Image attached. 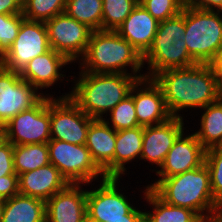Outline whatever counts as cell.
<instances>
[{
	"label": "cell",
	"instance_id": "obj_38",
	"mask_svg": "<svg viewBox=\"0 0 222 222\" xmlns=\"http://www.w3.org/2000/svg\"><path fill=\"white\" fill-rule=\"evenodd\" d=\"M145 211L140 210L137 206L124 218L107 219L106 222H145Z\"/></svg>",
	"mask_w": 222,
	"mask_h": 222
},
{
	"label": "cell",
	"instance_id": "obj_8",
	"mask_svg": "<svg viewBox=\"0 0 222 222\" xmlns=\"http://www.w3.org/2000/svg\"><path fill=\"white\" fill-rule=\"evenodd\" d=\"M51 49L77 63L85 54L92 29L65 12L45 22Z\"/></svg>",
	"mask_w": 222,
	"mask_h": 222
},
{
	"label": "cell",
	"instance_id": "obj_15",
	"mask_svg": "<svg viewBox=\"0 0 222 222\" xmlns=\"http://www.w3.org/2000/svg\"><path fill=\"white\" fill-rule=\"evenodd\" d=\"M184 125V118L172 117L164 123L145 126L140 160L157 165L159 170L174 142L186 130Z\"/></svg>",
	"mask_w": 222,
	"mask_h": 222
},
{
	"label": "cell",
	"instance_id": "obj_9",
	"mask_svg": "<svg viewBox=\"0 0 222 222\" xmlns=\"http://www.w3.org/2000/svg\"><path fill=\"white\" fill-rule=\"evenodd\" d=\"M92 120L69 97H50L51 139L85 145Z\"/></svg>",
	"mask_w": 222,
	"mask_h": 222
},
{
	"label": "cell",
	"instance_id": "obj_17",
	"mask_svg": "<svg viewBox=\"0 0 222 222\" xmlns=\"http://www.w3.org/2000/svg\"><path fill=\"white\" fill-rule=\"evenodd\" d=\"M72 63L61 53L50 49L44 54L38 55L31 61H29L24 68L19 72L20 77L27 81L30 85L40 90V93L44 96L53 97V94L47 93L48 91H42L51 86L56 85L57 82H63L66 77L62 69L66 65ZM63 78V79H62Z\"/></svg>",
	"mask_w": 222,
	"mask_h": 222
},
{
	"label": "cell",
	"instance_id": "obj_12",
	"mask_svg": "<svg viewBox=\"0 0 222 222\" xmlns=\"http://www.w3.org/2000/svg\"><path fill=\"white\" fill-rule=\"evenodd\" d=\"M50 49L45 23L25 19L11 48L0 59V65L20 72L29 61Z\"/></svg>",
	"mask_w": 222,
	"mask_h": 222
},
{
	"label": "cell",
	"instance_id": "obj_7",
	"mask_svg": "<svg viewBox=\"0 0 222 222\" xmlns=\"http://www.w3.org/2000/svg\"><path fill=\"white\" fill-rule=\"evenodd\" d=\"M49 160L70 184H91L106 178L103 171L93 161L86 145L50 139ZM102 178V179H101Z\"/></svg>",
	"mask_w": 222,
	"mask_h": 222
},
{
	"label": "cell",
	"instance_id": "obj_32",
	"mask_svg": "<svg viewBox=\"0 0 222 222\" xmlns=\"http://www.w3.org/2000/svg\"><path fill=\"white\" fill-rule=\"evenodd\" d=\"M24 20L22 13L0 14V59L11 48Z\"/></svg>",
	"mask_w": 222,
	"mask_h": 222
},
{
	"label": "cell",
	"instance_id": "obj_16",
	"mask_svg": "<svg viewBox=\"0 0 222 222\" xmlns=\"http://www.w3.org/2000/svg\"><path fill=\"white\" fill-rule=\"evenodd\" d=\"M140 126L158 125L172 118L161 88L153 79H139L130 91Z\"/></svg>",
	"mask_w": 222,
	"mask_h": 222
},
{
	"label": "cell",
	"instance_id": "obj_6",
	"mask_svg": "<svg viewBox=\"0 0 222 222\" xmlns=\"http://www.w3.org/2000/svg\"><path fill=\"white\" fill-rule=\"evenodd\" d=\"M183 39L197 63L210 64L222 49V12L185 7Z\"/></svg>",
	"mask_w": 222,
	"mask_h": 222
},
{
	"label": "cell",
	"instance_id": "obj_41",
	"mask_svg": "<svg viewBox=\"0 0 222 222\" xmlns=\"http://www.w3.org/2000/svg\"><path fill=\"white\" fill-rule=\"evenodd\" d=\"M7 142V130L4 124H0V147Z\"/></svg>",
	"mask_w": 222,
	"mask_h": 222
},
{
	"label": "cell",
	"instance_id": "obj_40",
	"mask_svg": "<svg viewBox=\"0 0 222 222\" xmlns=\"http://www.w3.org/2000/svg\"><path fill=\"white\" fill-rule=\"evenodd\" d=\"M203 222H222V207L210 212L203 218Z\"/></svg>",
	"mask_w": 222,
	"mask_h": 222
},
{
	"label": "cell",
	"instance_id": "obj_39",
	"mask_svg": "<svg viewBox=\"0 0 222 222\" xmlns=\"http://www.w3.org/2000/svg\"><path fill=\"white\" fill-rule=\"evenodd\" d=\"M219 82H222V49L218 52L215 59L210 63Z\"/></svg>",
	"mask_w": 222,
	"mask_h": 222
},
{
	"label": "cell",
	"instance_id": "obj_20",
	"mask_svg": "<svg viewBox=\"0 0 222 222\" xmlns=\"http://www.w3.org/2000/svg\"><path fill=\"white\" fill-rule=\"evenodd\" d=\"M69 184L61 172L51 163L19 175V193L45 202Z\"/></svg>",
	"mask_w": 222,
	"mask_h": 222
},
{
	"label": "cell",
	"instance_id": "obj_3",
	"mask_svg": "<svg viewBox=\"0 0 222 222\" xmlns=\"http://www.w3.org/2000/svg\"><path fill=\"white\" fill-rule=\"evenodd\" d=\"M77 64L83 72L122 73L145 78L141 69L146 67L140 53L112 30L92 31L87 50Z\"/></svg>",
	"mask_w": 222,
	"mask_h": 222
},
{
	"label": "cell",
	"instance_id": "obj_10",
	"mask_svg": "<svg viewBox=\"0 0 222 222\" xmlns=\"http://www.w3.org/2000/svg\"><path fill=\"white\" fill-rule=\"evenodd\" d=\"M119 177H106L99 180V188H87V222H106L107 219L124 218L135 207L128 195L119 189ZM125 194V195H124Z\"/></svg>",
	"mask_w": 222,
	"mask_h": 222
},
{
	"label": "cell",
	"instance_id": "obj_21",
	"mask_svg": "<svg viewBox=\"0 0 222 222\" xmlns=\"http://www.w3.org/2000/svg\"><path fill=\"white\" fill-rule=\"evenodd\" d=\"M158 24L159 21L138 3L116 32L143 56L152 44Z\"/></svg>",
	"mask_w": 222,
	"mask_h": 222
},
{
	"label": "cell",
	"instance_id": "obj_5",
	"mask_svg": "<svg viewBox=\"0 0 222 222\" xmlns=\"http://www.w3.org/2000/svg\"><path fill=\"white\" fill-rule=\"evenodd\" d=\"M184 33L185 7L177 16L159 22L152 44L142 56L144 66L147 64L145 78L152 79L161 71L197 64L188 52Z\"/></svg>",
	"mask_w": 222,
	"mask_h": 222
},
{
	"label": "cell",
	"instance_id": "obj_37",
	"mask_svg": "<svg viewBox=\"0 0 222 222\" xmlns=\"http://www.w3.org/2000/svg\"><path fill=\"white\" fill-rule=\"evenodd\" d=\"M23 0H0V14L22 13Z\"/></svg>",
	"mask_w": 222,
	"mask_h": 222
},
{
	"label": "cell",
	"instance_id": "obj_33",
	"mask_svg": "<svg viewBox=\"0 0 222 222\" xmlns=\"http://www.w3.org/2000/svg\"><path fill=\"white\" fill-rule=\"evenodd\" d=\"M139 3L159 22L177 16L183 10L180 0H139Z\"/></svg>",
	"mask_w": 222,
	"mask_h": 222
},
{
	"label": "cell",
	"instance_id": "obj_4",
	"mask_svg": "<svg viewBox=\"0 0 222 222\" xmlns=\"http://www.w3.org/2000/svg\"><path fill=\"white\" fill-rule=\"evenodd\" d=\"M147 187L167 204L191 209L202 219L220 208L214 200L210 172L205 163L172 177L158 178Z\"/></svg>",
	"mask_w": 222,
	"mask_h": 222
},
{
	"label": "cell",
	"instance_id": "obj_29",
	"mask_svg": "<svg viewBox=\"0 0 222 222\" xmlns=\"http://www.w3.org/2000/svg\"><path fill=\"white\" fill-rule=\"evenodd\" d=\"M102 30L116 31L139 0H102Z\"/></svg>",
	"mask_w": 222,
	"mask_h": 222
},
{
	"label": "cell",
	"instance_id": "obj_31",
	"mask_svg": "<svg viewBox=\"0 0 222 222\" xmlns=\"http://www.w3.org/2000/svg\"><path fill=\"white\" fill-rule=\"evenodd\" d=\"M205 164L210 172V186L214 200L222 207V146L206 150Z\"/></svg>",
	"mask_w": 222,
	"mask_h": 222
},
{
	"label": "cell",
	"instance_id": "obj_26",
	"mask_svg": "<svg viewBox=\"0 0 222 222\" xmlns=\"http://www.w3.org/2000/svg\"><path fill=\"white\" fill-rule=\"evenodd\" d=\"M13 163L18 176L48 165L50 160L47 143L13 145Z\"/></svg>",
	"mask_w": 222,
	"mask_h": 222
},
{
	"label": "cell",
	"instance_id": "obj_34",
	"mask_svg": "<svg viewBox=\"0 0 222 222\" xmlns=\"http://www.w3.org/2000/svg\"><path fill=\"white\" fill-rule=\"evenodd\" d=\"M16 174L13 163V144L7 141L0 147V177Z\"/></svg>",
	"mask_w": 222,
	"mask_h": 222
},
{
	"label": "cell",
	"instance_id": "obj_30",
	"mask_svg": "<svg viewBox=\"0 0 222 222\" xmlns=\"http://www.w3.org/2000/svg\"><path fill=\"white\" fill-rule=\"evenodd\" d=\"M109 113L104 116L103 120L116 131L140 126L131 95L120 101Z\"/></svg>",
	"mask_w": 222,
	"mask_h": 222
},
{
	"label": "cell",
	"instance_id": "obj_24",
	"mask_svg": "<svg viewBox=\"0 0 222 222\" xmlns=\"http://www.w3.org/2000/svg\"><path fill=\"white\" fill-rule=\"evenodd\" d=\"M144 189L140 191L143 193L141 198L144 197V202L152 208V211L145 209V222H203V219L191 209L169 205L146 185Z\"/></svg>",
	"mask_w": 222,
	"mask_h": 222
},
{
	"label": "cell",
	"instance_id": "obj_22",
	"mask_svg": "<svg viewBox=\"0 0 222 222\" xmlns=\"http://www.w3.org/2000/svg\"><path fill=\"white\" fill-rule=\"evenodd\" d=\"M143 126L116 131L114 153V177L122 178L127 173V163L138 162L142 153ZM138 159V160H137Z\"/></svg>",
	"mask_w": 222,
	"mask_h": 222
},
{
	"label": "cell",
	"instance_id": "obj_27",
	"mask_svg": "<svg viewBox=\"0 0 222 222\" xmlns=\"http://www.w3.org/2000/svg\"><path fill=\"white\" fill-rule=\"evenodd\" d=\"M102 0H66L64 12L94 30H102Z\"/></svg>",
	"mask_w": 222,
	"mask_h": 222
},
{
	"label": "cell",
	"instance_id": "obj_23",
	"mask_svg": "<svg viewBox=\"0 0 222 222\" xmlns=\"http://www.w3.org/2000/svg\"><path fill=\"white\" fill-rule=\"evenodd\" d=\"M0 222H46L45 201L20 193L5 199Z\"/></svg>",
	"mask_w": 222,
	"mask_h": 222
},
{
	"label": "cell",
	"instance_id": "obj_25",
	"mask_svg": "<svg viewBox=\"0 0 222 222\" xmlns=\"http://www.w3.org/2000/svg\"><path fill=\"white\" fill-rule=\"evenodd\" d=\"M200 112V127L193 132L197 140L206 150L222 146V99L201 108Z\"/></svg>",
	"mask_w": 222,
	"mask_h": 222
},
{
	"label": "cell",
	"instance_id": "obj_11",
	"mask_svg": "<svg viewBox=\"0 0 222 222\" xmlns=\"http://www.w3.org/2000/svg\"><path fill=\"white\" fill-rule=\"evenodd\" d=\"M7 141L13 145L48 143L50 130V96L35 106L15 115L6 124Z\"/></svg>",
	"mask_w": 222,
	"mask_h": 222
},
{
	"label": "cell",
	"instance_id": "obj_18",
	"mask_svg": "<svg viewBox=\"0 0 222 222\" xmlns=\"http://www.w3.org/2000/svg\"><path fill=\"white\" fill-rule=\"evenodd\" d=\"M88 184H69L45 202L46 222H87Z\"/></svg>",
	"mask_w": 222,
	"mask_h": 222
},
{
	"label": "cell",
	"instance_id": "obj_35",
	"mask_svg": "<svg viewBox=\"0 0 222 222\" xmlns=\"http://www.w3.org/2000/svg\"><path fill=\"white\" fill-rule=\"evenodd\" d=\"M19 193V176L11 174L0 177V199H8Z\"/></svg>",
	"mask_w": 222,
	"mask_h": 222
},
{
	"label": "cell",
	"instance_id": "obj_19",
	"mask_svg": "<svg viewBox=\"0 0 222 222\" xmlns=\"http://www.w3.org/2000/svg\"><path fill=\"white\" fill-rule=\"evenodd\" d=\"M116 130L103 119H93L90 122L86 147L96 165L106 177H114V153Z\"/></svg>",
	"mask_w": 222,
	"mask_h": 222
},
{
	"label": "cell",
	"instance_id": "obj_43",
	"mask_svg": "<svg viewBox=\"0 0 222 222\" xmlns=\"http://www.w3.org/2000/svg\"><path fill=\"white\" fill-rule=\"evenodd\" d=\"M220 95H221V99H222V82L220 83Z\"/></svg>",
	"mask_w": 222,
	"mask_h": 222
},
{
	"label": "cell",
	"instance_id": "obj_36",
	"mask_svg": "<svg viewBox=\"0 0 222 222\" xmlns=\"http://www.w3.org/2000/svg\"><path fill=\"white\" fill-rule=\"evenodd\" d=\"M183 7L222 12V0H183Z\"/></svg>",
	"mask_w": 222,
	"mask_h": 222
},
{
	"label": "cell",
	"instance_id": "obj_13",
	"mask_svg": "<svg viewBox=\"0 0 222 222\" xmlns=\"http://www.w3.org/2000/svg\"><path fill=\"white\" fill-rule=\"evenodd\" d=\"M44 97L35 87L0 65V124L35 106Z\"/></svg>",
	"mask_w": 222,
	"mask_h": 222
},
{
	"label": "cell",
	"instance_id": "obj_14",
	"mask_svg": "<svg viewBox=\"0 0 222 222\" xmlns=\"http://www.w3.org/2000/svg\"><path fill=\"white\" fill-rule=\"evenodd\" d=\"M186 129L172 148L168 151L165 161L155 171L158 178L172 177L202 166L205 163L206 149L197 140L196 135Z\"/></svg>",
	"mask_w": 222,
	"mask_h": 222
},
{
	"label": "cell",
	"instance_id": "obj_1",
	"mask_svg": "<svg viewBox=\"0 0 222 222\" xmlns=\"http://www.w3.org/2000/svg\"><path fill=\"white\" fill-rule=\"evenodd\" d=\"M152 79L161 88L172 117L183 118V110H199L221 98L220 82L211 64L168 69Z\"/></svg>",
	"mask_w": 222,
	"mask_h": 222
},
{
	"label": "cell",
	"instance_id": "obj_42",
	"mask_svg": "<svg viewBox=\"0 0 222 222\" xmlns=\"http://www.w3.org/2000/svg\"><path fill=\"white\" fill-rule=\"evenodd\" d=\"M3 204H4V200L0 199V221H1V215H2V210H3Z\"/></svg>",
	"mask_w": 222,
	"mask_h": 222
},
{
	"label": "cell",
	"instance_id": "obj_28",
	"mask_svg": "<svg viewBox=\"0 0 222 222\" xmlns=\"http://www.w3.org/2000/svg\"><path fill=\"white\" fill-rule=\"evenodd\" d=\"M66 0H23L22 14L26 20L47 22L63 13Z\"/></svg>",
	"mask_w": 222,
	"mask_h": 222
},
{
	"label": "cell",
	"instance_id": "obj_2",
	"mask_svg": "<svg viewBox=\"0 0 222 222\" xmlns=\"http://www.w3.org/2000/svg\"><path fill=\"white\" fill-rule=\"evenodd\" d=\"M72 77L74 87L59 97H69L86 115L103 119L123 99L130 95L137 76L122 73L77 72ZM75 77V78H73ZM75 83V84H74Z\"/></svg>",
	"mask_w": 222,
	"mask_h": 222
}]
</instances>
